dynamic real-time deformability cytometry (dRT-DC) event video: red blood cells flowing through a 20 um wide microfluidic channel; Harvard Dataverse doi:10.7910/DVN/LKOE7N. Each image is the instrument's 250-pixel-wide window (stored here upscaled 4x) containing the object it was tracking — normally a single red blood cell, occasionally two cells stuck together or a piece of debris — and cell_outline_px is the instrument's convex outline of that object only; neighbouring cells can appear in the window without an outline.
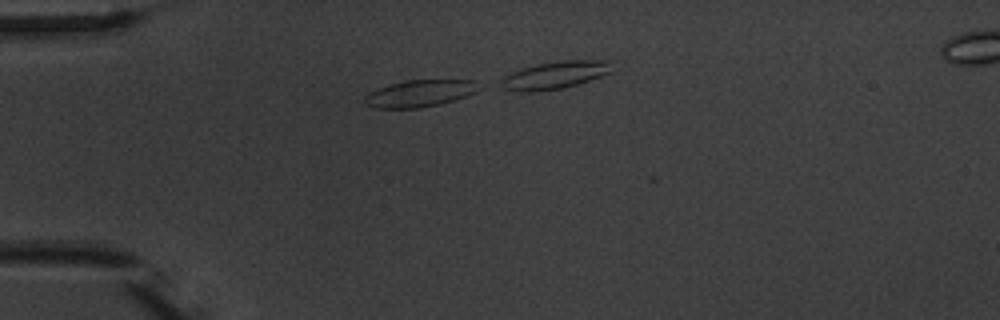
{"species": "common noctule bat (a hibernating species)", "species_latin": "Nyctalus noctula", "temperature_condition": "warm", "stored_images_in_passage": 3, "segment_of_instrument_passage": [1, 2], "camera_frame_rate_fps": 3000, "um_per_image_px": 0.085, "animal": {"sex": "male", "body_mass_g": 20.1, "forearm_length_mm": 53.5}, "frame": {"image": 1, "passage_image": 1, "time_ms": 0.0, "image_size_px": [1000, 320], "cell_outline_px": [[476, 92], [440, 104], [420, 108], [376, 108], [368, 104], [364, 100], [364, 96], [388, 84], [408, 80], [476, 80]], "centroid_in_image_um": [35.66, 7.94], "position_along_channel_um": 49.3, "area_um2": 17.46}}